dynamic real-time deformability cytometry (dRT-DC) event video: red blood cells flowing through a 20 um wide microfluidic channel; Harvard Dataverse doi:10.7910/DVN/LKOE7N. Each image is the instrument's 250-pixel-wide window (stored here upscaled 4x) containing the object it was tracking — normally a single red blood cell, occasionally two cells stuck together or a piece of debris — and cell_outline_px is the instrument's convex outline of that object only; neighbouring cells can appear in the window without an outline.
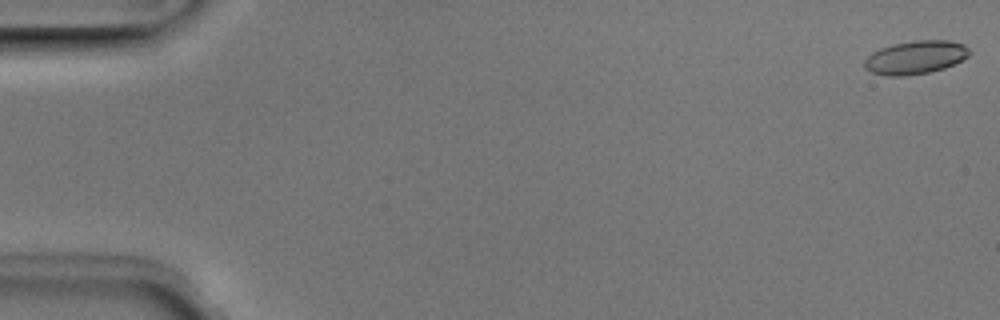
{"species": "Egyptian fruit bat (a non-hibernating species)", "species_latin": "Rousettus aegyptiacus", "temperature_condition": "room temperature", "stored_images_in_passage": 51, "camera_frame_rate_fps": 3000, "um_per_image_px": 0.085, "animal": {"sex": "male"}, "frame": {"image": 1, "passage_image": 1, "time_ms": 0.0, "image_size_px": [1000, 320], "cell_outline_px": [[972, 52], [968, 56], [944, 68], [928, 72], [904, 76], [888, 76], [872, 72], [864, 68], [864, 60], [872, 52], [880, 48], [892, 44], [912, 40], [948, 40], [964, 44]], "centroid_in_image_um": [77.8, 4.86], "position_along_channel_um": 7.2, "area_um2": 20.4}}
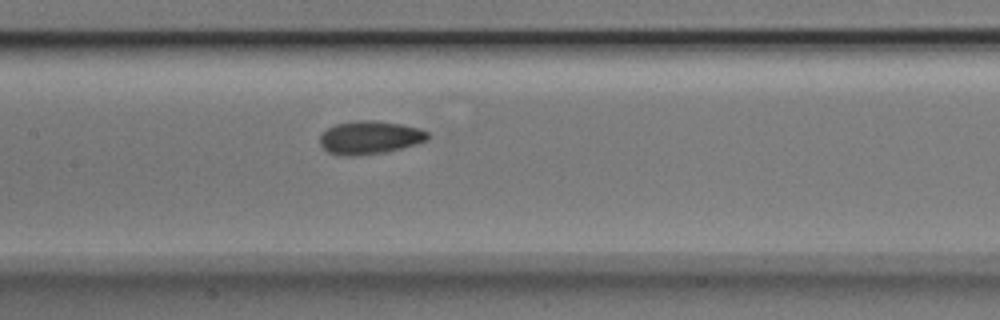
{"frame": {"image": 2, "passage_image": 25, "time_ms": 8.0, "image_size_px": [1000, 320], "cell_outline_px": [[428, 140], [416, 144], [384, 152], [356, 156], [340, 156], [328, 152], [320, 144], [320, 136], [328, 128], [336, 124], [356, 120], [376, 120], [400, 124], [420, 128], [428, 132]], "centroid_in_image_um": [31.42, 11.69], "position_along_channel_um": 176.0, "area_um2": 20.87}}
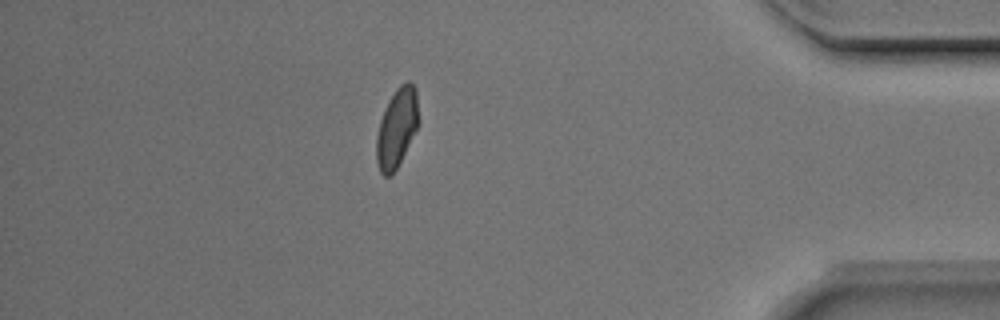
{"frame": {"image": 3, "passage_image": 45, "time_ms": 14.667, "image_size_px": [1000, 320], "cell_outline_px": [[420, 124], [396, 168], [388, 176], [384, 176], [380, 172], [376, 160], [376, 136], [380, 120], [384, 108], [396, 88], [400, 84], [408, 80], [416, 88], [420, 120]], "centroid_in_image_um": [33.74, 10.82], "position_along_channel_um": 401.5, "area_um2": 19.59}, "authors_computed_cell_mechanics": {"area_um2": 20.23, "velocity_mm_per_s": 3.9762, "shape_relaxation_time_tau1_ms": 3.663, "shape_relaxation_time_tau2_ms": 2.2478, "deformation_change_tau1": 0.1074, "deformation_change_tau2": 0.0621}}